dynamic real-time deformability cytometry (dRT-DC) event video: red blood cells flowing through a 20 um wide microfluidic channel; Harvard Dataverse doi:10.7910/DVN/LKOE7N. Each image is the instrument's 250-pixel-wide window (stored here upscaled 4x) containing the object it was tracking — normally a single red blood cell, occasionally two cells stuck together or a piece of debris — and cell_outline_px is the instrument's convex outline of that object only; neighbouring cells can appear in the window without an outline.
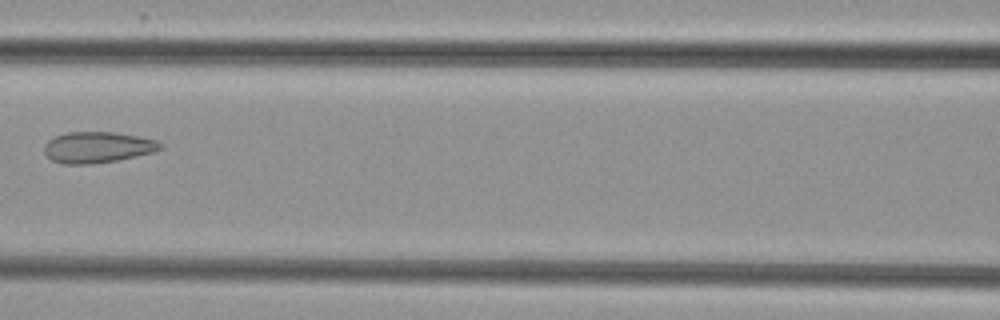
{"species": "common noctule bat (a hibernating species)", "species_latin": "Nyctalus noctula", "temperature_condition": "cold", "stored_images_in_passage": 7, "camera_frame_rate_fps": 3000, "um_per_image_px": 0.085, "animal": {"sex": "female", "body_mass_g": 29.2, "forearm_length_mm": 56.3}, "frame": {"image": 1, "passage_image": 7, "time_ms": 7.667, "image_size_px": [1000, 320], "cell_outline_px": [[164, 148], [152, 152], [136, 156], [116, 160], [92, 164], [60, 164], [52, 160], [44, 152], [44, 144], [48, 140], [56, 136], [68, 132], [116, 132], [140, 136], [156, 140], [164, 144]], "centroid_in_image_um": [8.31, 12.51], "position_along_channel_um": 158.3, "area_um2": 21.15}}